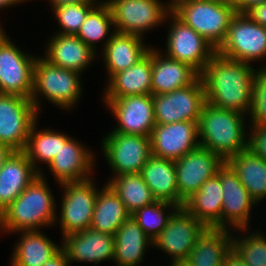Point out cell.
I'll return each instance as SVG.
<instances>
[{
	"label": "cell",
	"instance_id": "cell-1",
	"mask_svg": "<svg viewBox=\"0 0 266 266\" xmlns=\"http://www.w3.org/2000/svg\"><path fill=\"white\" fill-rule=\"evenodd\" d=\"M255 69L249 63L216 53L200 74L206 103L241 114L251 108Z\"/></svg>",
	"mask_w": 266,
	"mask_h": 266
},
{
	"label": "cell",
	"instance_id": "cell-2",
	"mask_svg": "<svg viewBox=\"0 0 266 266\" xmlns=\"http://www.w3.org/2000/svg\"><path fill=\"white\" fill-rule=\"evenodd\" d=\"M46 181L44 174L39 173L0 214V229L4 232L20 233L40 230L42 226L58 223L55 199Z\"/></svg>",
	"mask_w": 266,
	"mask_h": 266
},
{
	"label": "cell",
	"instance_id": "cell-3",
	"mask_svg": "<svg viewBox=\"0 0 266 266\" xmlns=\"http://www.w3.org/2000/svg\"><path fill=\"white\" fill-rule=\"evenodd\" d=\"M245 116L205 103L198 123L200 146L216 153L224 162L246 150Z\"/></svg>",
	"mask_w": 266,
	"mask_h": 266
},
{
	"label": "cell",
	"instance_id": "cell-4",
	"mask_svg": "<svg viewBox=\"0 0 266 266\" xmlns=\"http://www.w3.org/2000/svg\"><path fill=\"white\" fill-rule=\"evenodd\" d=\"M171 11L216 50L226 39L230 21L237 13L231 3L206 0H172Z\"/></svg>",
	"mask_w": 266,
	"mask_h": 266
},
{
	"label": "cell",
	"instance_id": "cell-5",
	"mask_svg": "<svg viewBox=\"0 0 266 266\" xmlns=\"http://www.w3.org/2000/svg\"><path fill=\"white\" fill-rule=\"evenodd\" d=\"M81 73L51 64L44 57H37L34 64L33 92L31 101L37 112L40 108L39 96L52 104L69 109L77 105L82 93ZM38 96V97H37Z\"/></svg>",
	"mask_w": 266,
	"mask_h": 266
},
{
	"label": "cell",
	"instance_id": "cell-6",
	"mask_svg": "<svg viewBox=\"0 0 266 266\" xmlns=\"http://www.w3.org/2000/svg\"><path fill=\"white\" fill-rule=\"evenodd\" d=\"M217 53L249 64L259 58H266V28L256 23L247 13H236Z\"/></svg>",
	"mask_w": 266,
	"mask_h": 266
},
{
	"label": "cell",
	"instance_id": "cell-7",
	"mask_svg": "<svg viewBox=\"0 0 266 266\" xmlns=\"http://www.w3.org/2000/svg\"><path fill=\"white\" fill-rule=\"evenodd\" d=\"M161 3L160 0H111L107 5L116 32L142 37L146 30L168 20L171 2L168 5Z\"/></svg>",
	"mask_w": 266,
	"mask_h": 266
},
{
	"label": "cell",
	"instance_id": "cell-8",
	"mask_svg": "<svg viewBox=\"0 0 266 266\" xmlns=\"http://www.w3.org/2000/svg\"><path fill=\"white\" fill-rule=\"evenodd\" d=\"M154 119L156 124H170L180 121H200L202 108L206 103L201 77L194 83L168 92L153 95Z\"/></svg>",
	"mask_w": 266,
	"mask_h": 266
},
{
	"label": "cell",
	"instance_id": "cell-9",
	"mask_svg": "<svg viewBox=\"0 0 266 266\" xmlns=\"http://www.w3.org/2000/svg\"><path fill=\"white\" fill-rule=\"evenodd\" d=\"M38 114L31 99L0 94V143L14 151H23Z\"/></svg>",
	"mask_w": 266,
	"mask_h": 266
},
{
	"label": "cell",
	"instance_id": "cell-10",
	"mask_svg": "<svg viewBox=\"0 0 266 266\" xmlns=\"http://www.w3.org/2000/svg\"><path fill=\"white\" fill-rule=\"evenodd\" d=\"M170 16L172 25L167 35V49L164 51L166 56L191 66L201 74L206 64L217 53L216 48L172 11Z\"/></svg>",
	"mask_w": 266,
	"mask_h": 266
},
{
	"label": "cell",
	"instance_id": "cell-11",
	"mask_svg": "<svg viewBox=\"0 0 266 266\" xmlns=\"http://www.w3.org/2000/svg\"><path fill=\"white\" fill-rule=\"evenodd\" d=\"M102 141L103 155L114 176L140 173L152 156L150 137L110 132Z\"/></svg>",
	"mask_w": 266,
	"mask_h": 266
},
{
	"label": "cell",
	"instance_id": "cell-12",
	"mask_svg": "<svg viewBox=\"0 0 266 266\" xmlns=\"http://www.w3.org/2000/svg\"><path fill=\"white\" fill-rule=\"evenodd\" d=\"M36 57L21 52L9 37L0 38V94L31 98Z\"/></svg>",
	"mask_w": 266,
	"mask_h": 266
},
{
	"label": "cell",
	"instance_id": "cell-13",
	"mask_svg": "<svg viewBox=\"0 0 266 266\" xmlns=\"http://www.w3.org/2000/svg\"><path fill=\"white\" fill-rule=\"evenodd\" d=\"M64 189L60 220L63 237L90 228L98 194L93 179L60 184Z\"/></svg>",
	"mask_w": 266,
	"mask_h": 266
},
{
	"label": "cell",
	"instance_id": "cell-14",
	"mask_svg": "<svg viewBox=\"0 0 266 266\" xmlns=\"http://www.w3.org/2000/svg\"><path fill=\"white\" fill-rule=\"evenodd\" d=\"M206 229L194 215L180 207L168 225L152 240V245L170 255L172 262L186 261L197 239Z\"/></svg>",
	"mask_w": 266,
	"mask_h": 266
},
{
	"label": "cell",
	"instance_id": "cell-15",
	"mask_svg": "<svg viewBox=\"0 0 266 266\" xmlns=\"http://www.w3.org/2000/svg\"><path fill=\"white\" fill-rule=\"evenodd\" d=\"M104 101L119 124L112 132L150 137L156 125L152 94L104 98Z\"/></svg>",
	"mask_w": 266,
	"mask_h": 266
},
{
	"label": "cell",
	"instance_id": "cell-16",
	"mask_svg": "<svg viewBox=\"0 0 266 266\" xmlns=\"http://www.w3.org/2000/svg\"><path fill=\"white\" fill-rule=\"evenodd\" d=\"M223 188L221 228L233 227L245 231L250 220L251 207L256 201L240 182L237 173L224 162L217 170ZM232 225V226H230Z\"/></svg>",
	"mask_w": 266,
	"mask_h": 266
},
{
	"label": "cell",
	"instance_id": "cell-17",
	"mask_svg": "<svg viewBox=\"0 0 266 266\" xmlns=\"http://www.w3.org/2000/svg\"><path fill=\"white\" fill-rule=\"evenodd\" d=\"M223 163L216 153L201 146L175 160L179 196L185 201L198 192Z\"/></svg>",
	"mask_w": 266,
	"mask_h": 266
},
{
	"label": "cell",
	"instance_id": "cell-18",
	"mask_svg": "<svg viewBox=\"0 0 266 266\" xmlns=\"http://www.w3.org/2000/svg\"><path fill=\"white\" fill-rule=\"evenodd\" d=\"M198 123L156 124L150 135L152 155L177 160L200 146Z\"/></svg>",
	"mask_w": 266,
	"mask_h": 266
},
{
	"label": "cell",
	"instance_id": "cell-19",
	"mask_svg": "<svg viewBox=\"0 0 266 266\" xmlns=\"http://www.w3.org/2000/svg\"><path fill=\"white\" fill-rule=\"evenodd\" d=\"M60 246L66 252L69 263L75 261L98 264L101 261L114 260L115 236L89 228L64 236Z\"/></svg>",
	"mask_w": 266,
	"mask_h": 266
},
{
	"label": "cell",
	"instance_id": "cell-20",
	"mask_svg": "<svg viewBox=\"0 0 266 266\" xmlns=\"http://www.w3.org/2000/svg\"><path fill=\"white\" fill-rule=\"evenodd\" d=\"M93 153L72 137L61 144L60 150L48 167L59 184L86 181L95 165ZM90 174V175H89Z\"/></svg>",
	"mask_w": 266,
	"mask_h": 266
},
{
	"label": "cell",
	"instance_id": "cell-21",
	"mask_svg": "<svg viewBox=\"0 0 266 266\" xmlns=\"http://www.w3.org/2000/svg\"><path fill=\"white\" fill-rule=\"evenodd\" d=\"M163 55L152 47V95L184 88L200 77L191 66Z\"/></svg>",
	"mask_w": 266,
	"mask_h": 266
},
{
	"label": "cell",
	"instance_id": "cell-22",
	"mask_svg": "<svg viewBox=\"0 0 266 266\" xmlns=\"http://www.w3.org/2000/svg\"><path fill=\"white\" fill-rule=\"evenodd\" d=\"M23 151H14L0 169V214L38 177Z\"/></svg>",
	"mask_w": 266,
	"mask_h": 266
},
{
	"label": "cell",
	"instance_id": "cell-23",
	"mask_svg": "<svg viewBox=\"0 0 266 266\" xmlns=\"http://www.w3.org/2000/svg\"><path fill=\"white\" fill-rule=\"evenodd\" d=\"M112 32L103 44L102 54L109 78L135 65L150 49L143 44V38L139 35Z\"/></svg>",
	"mask_w": 266,
	"mask_h": 266
},
{
	"label": "cell",
	"instance_id": "cell-24",
	"mask_svg": "<svg viewBox=\"0 0 266 266\" xmlns=\"http://www.w3.org/2000/svg\"><path fill=\"white\" fill-rule=\"evenodd\" d=\"M51 37L44 58L61 68L82 73L97 54L76 35L58 33Z\"/></svg>",
	"mask_w": 266,
	"mask_h": 266
},
{
	"label": "cell",
	"instance_id": "cell-25",
	"mask_svg": "<svg viewBox=\"0 0 266 266\" xmlns=\"http://www.w3.org/2000/svg\"><path fill=\"white\" fill-rule=\"evenodd\" d=\"M152 48L135 65L113 74L105 89L104 98L131 95H151Z\"/></svg>",
	"mask_w": 266,
	"mask_h": 266
},
{
	"label": "cell",
	"instance_id": "cell-26",
	"mask_svg": "<svg viewBox=\"0 0 266 266\" xmlns=\"http://www.w3.org/2000/svg\"><path fill=\"white\" fill-rule=\"evenodd\" d=\"M156 201L169 202L183 207L179 196L175 161L151 156L140 171Z\"/></svg>",
	"mask_w": 266,
	"mask_h": 266
},
{
	"label": "cell",
	"instance_id": "cell-27",
	"mask_svg": "<svg viewBox=\"0 0 266 266\" xmlns=\"http://www.w3.org/2000/svg\"><path fill=\"white\" fill-rule=\"evenodd\" d=\"M223 188L216 173L196 193L185 200L183 208L207 228H221Z\"/></svg>",
	"mask_w": 266,
	"mask_h": 266
},
{
	"label": "cell",
	"instance_id": "cell-28",
	"mask_svg": "<svg viewBox=\"0 0 266 266\" xmlns=\"http://www.w3.org/2000/svg\"><path fill=\"white\" fill-rule=\"evenodd\" d=\"M114 261L119 266H137L143 261V256L153 241L138 226L130 216L115 233Z\"/></svg>",
	"mask_w": 266,
	"mask_h": 266
},
{
	"label": "cell",
	"instance_id": "cell-29",
	"mask_svg": "<svg viewBox=\"0 0 266 266\" xmlns=\"http://www.w3.org/2000/svg\"><path fill=\"white\" fill-rule=\"evenodd\" d=\"M229 233L228 229L207 228L186 261L191 266H221L224 256L232 248L233 234Z\"/></svg>",
	"mask_w": 266,
	"mask_h": 266
},
{
	"label": "cell",
	"instance_id": "cell-30",
	"mask_svg": "<svg viewBox=\"0 0 266 266\" xmlns=\"http://www.w3.org/2000/svg\"><path fill=\"white\" fill-rule=\"evenodd\" d=\"M104 186L102 190L98 189L90 228L98 232L115 235L118 228L131 214L115 191L108 184Z\"/></svg>",
	"mask_w": 266,
	"mask_h": 266
},
{
	"label": "cell",
	"instance_id": "cell-31",
	"mask_svg": "<svg viewBox=\"0 0 266 266\" xmlns=\"http://www.w3.org/2000/svg\"><path fill=\"white\" fill-rule=\"evenodd\" d=\"M256 201L266 198V161L246 149L226 161Z\"/></svg>",
	"mask_w": 266,
	"mask_h": 266
},
{
	"label": "cell",
	"instance_id": "cell-32",
	"mask_svg": "<svg viewBox=\"0 0 266 266\" xmlns=\"http://www.w3.org/2000/svg\"><path fill=\"white\" fill-rule=\"evenodd\" d=\"M21 233L20 241L12 254L11 266H43L61 249L40 230L21 231Z\"/></svg>",
	"mask_w": 266,
	"mask_h": 266
},
{
	"label": "cell",
	"instance_id": "cell-33",
	"mask_svg": "<svg viewBox=\"0 0 266 266\" xmlns=\"http://www.w3.org/2000/svg\"><path fill=\"white\" fill-rule=\"evenodd\" d=\"M107 184L119 196L130 214L156 201L140 173L114 176Z\"/></svg>",
	"mask_w": 266,
	"mask_h": 266
},
{
	"label": "cell",
	"instance_id": "cell-34",
	"mask_svg": "<svg viewBox=\"0 0 266 266\" xmlns=\"http://www.w3.org/2000/svg\"><path fill=\"white\" fill-rule=\"evenodd\" d=\"M36 126L37 121L31 127L23 152L33 164V167L41 173V170L37 168L36 164L43 162L48 165L60 150L61 144H65L71 136L69 137L67 134L54 132L51 129L37 131Z\"/></svg>",
	"mask_w": 266,
	"mask_h": 266
},
{
	"label": "cell",
	"instance_id": "cell-35",
	"mask_svg": "<svg viewBox=\"0 0 266 266\" xmlns=\"http://www.w3.org/2000/svg\"><path fill=\"white\" fill-rule=\"evenodd\" d=\"M111 25L114 26V22L109 6L99 2L88 13L76 36L96 52L97 42L108 37Z\"/></svg>",
	"mask_w": 266,
	"mask_h": 266
},
{
	"label": "cell",
	"instance_id": "cell-36",
	"mask_svg": "<svg viewBox=\"0 0 266 266\" xmlns=\"http://www.w3.org/2000/svg\"><path fill=\"white\" fill-rule=\"evenodd\" d=\"M180 208L176 204L163 201H155L150 205L136 210L131 216L138 226L151 239L154 240L160 232L168 225L170 218ZM170 209L172 212H166ZM166 214V215H165Z\"/></svg>",
	"mask_w": 266,
	"mask_h": 266
},
{
	"label": "cell",
	"instance_id": "cell-37",
	"mask_svg": "<svg viewBox=\"0 0 266 266\" xmlns=\"http://www.w3.org/2000/svg\"><path fill=\"white\" fill-rule=\"evenodd\" d=\"M98 4L88 0L82 3H70L62 6H56L53 9L55 18L62 29L60 34L77 35L81 24L85 21L88 13Z\"/></svg>",
	"mask_w": 266,
	"mask_h": 266
},
{
	"label": "cell",
	"instance_id": "cell-38",
	"mask_svg": "<svg viewBox=\"0 0 266 266\" xmlns=\"http://www.w3.org/2000/svg\"><path fill=\"white\" fill-rule=\"evenodd\" d=\"M253 233L241 239L232 237V249L247 266H266V237L263 232Z\"/></svg>",
	"mask_w": 266,
	"mask_h": 266
},
{
	"label": "cell",
	"instance_id": "cell-39",
	"mask_svg": "<svg viewBox=\"0 0 266 266\" xmlns=\"http://www.w3.org/2000/svg\"><path fill=\"white\" fill-rule=\"evenodd\" d=\"M255 69L250 114L252 126L266 125V67ZM257 71V72H256Z\"/></svg>",
	"mask_w": 266,
	"mask_h": 266
},
{
	"label": "cell",
	"instance_id": "cell-40",
	"mask_svg": "<svg viewBox=\"0 0 266 266\" xmlns=\"http://www.w3.org/2000/svg\"><path fill=\"white\" fill-rule=\"evenodd\" d=\"M247 149L266 161V125L250 128Z\"/></svg>",
	"mask_w": 266,
	"mask_h": 266
},
{
	"label": "cell",
	"instance_id": "cell-41",
	"mask_svg": "<svg viewBox=\"0 0 266 266\" xmlns=\"http://www.w3.org/2000/svg\"><path fill=\"white\" fill-rule=\"evenodd\" d=\"M256 23L266 28V1L254 5L246 12Z\"/></svg>",
	"mask_w": 266,
	"mask_h": 266
},
{
	"label": "cell",
	"instance_id": "cell-42",
	"mask_svg": "<svg viewBox=\"0 0 266 266\" xmlns=\"http://www.w3.org/2000/svg\"><path fill=\"white\" fill-rule=\"evenodd\" d=\"M43 266H69L66 252L61 248Z\"/></svg>",
	"mask_w": 266,
	"mask_h": 266
},
{
	"label": "cell",
	"instance_id": "cell-43",
	"mask_svg": "<svg viewBox=\"0 0 266 266\" xmlns=\"http://www.w3.org/2000/svg\"><path fill=\"white\" fill-rule=\"evenodd\" d=\"M266 0H233V5L237 13H246L254 5L261 4Z\"/></svg>",
	"mask_w": 266,
	"mask_h": 266
},
{
	"label": "cell",
	"instance_id": "cell-44",
	"mask_svg": "<svg viewBox=\"0 0 266 266\" xmlns=\"http://www.w3.org/2000/svg\"><path fill=\"white\" fill-rule=\"evenodd\" d=\"M221 266H247L240 256L231 248L224 256Z\"/></svg>",
	"mask_w": 266,
	"mask_h": 266
},
{
	"label": "cell",
	"instance_id": "cell-45",
	"mask_svg": "<svg viewBox=\"0 0 266 266\" xmlns=\"http://www.w3.org/2000/svg\"><path fill=\"white\" fill-rule=\"evenodd\" d=\"M13 152L14 150H12L9 146L0 143V169Z\"/></svg>",
	"mask_w": 266,
	"mask_h": 266
},
{
	"label": "cell",
	"instance_id": "cell-46",
	"mask_svg": "<svg viewBox=\"0 0 266 266\" xmlns=\"http://www.w3.org/2000/svg\"><path fill=\"white\" fill-rule=\"evenodd\" d=\"M52 8L72 3H82L88 0H49Z\"/></svg>",
	"mask_w": 266,
	"mask_h": 266
},
{
	"label": "cell",
	"instance_id": "cell-47",
	"mask_svg": "<svg viewBox=\"0 0 266 266\" xmlns=\"http://www.w3.org/2000/svg\"><path fill=\"white\" fill-rule=\"evenodd\" d=\"M22 1H24V0H0V9L1 8H5V7H9V6H11V5H15V4H20V2L22 3ZM25 2H26V0H25Z\"/></svg>",
	"mask_w": 266,
	"mask_h": 266
},
{
	"label": "cell",
	"instance_id": "cell-48",
	"mask_svg": "<svg viewBox=\"0 0 266 266\" xmlns=\"http://www.w3.org/2000/svg\"><path fill=\"white\" fill-rule=\"evenodd\" d=\"M171 266H191L187 261L172 262Z\"/></svg>",
	"mask_w": 266,
	"mask_h": 266
},
{
	"label": "cell",
	"instance_id": "cell-49",
	"mask_svg": "<svg viewBox=\"0 0 266 266\" xmlns=\"http://www.w3.org/2000/svg\"><path fill=\"white\" fill-rule=\"evenodd\" d=\"M206 1H218V2H228V3H233V0H206Z\"/></svg>",
	"mask_w": 266,
	"mask_h": 266
},
{
	"label": "cell",
	"instance_id": "cell-50",
	"mask_svg": "<svg viewBox=\"0 0 266 266\" xmlns=\"http://www.w3.org/2000/svg\"><path fill=\"white\" fill-rule=\"evenodd\" d=\"M3 27L0 26V38L5 34L4 30L2 29ZM3 30V31H2Z\"/></svg>",
	"mask_w": 266,
	"mask_h": 266
},
{
	"label": "cell",
	"instance_id": "cell-51",
	"mask_svg": "<svg viewBox=\"0 0 266 266\" xmlns=\"http://www.w3.org/2000/svg\"><path fill=\"white\" fill-rule=\"evenodd\" d=\"M91 1L95 2V1H98V0H91ZM110 1H111V0H107L106 2H102V1H101V4H108Z\"/></svg>",
	"mask_w": 266,
	"mask_h": 266
}]
</instances>
